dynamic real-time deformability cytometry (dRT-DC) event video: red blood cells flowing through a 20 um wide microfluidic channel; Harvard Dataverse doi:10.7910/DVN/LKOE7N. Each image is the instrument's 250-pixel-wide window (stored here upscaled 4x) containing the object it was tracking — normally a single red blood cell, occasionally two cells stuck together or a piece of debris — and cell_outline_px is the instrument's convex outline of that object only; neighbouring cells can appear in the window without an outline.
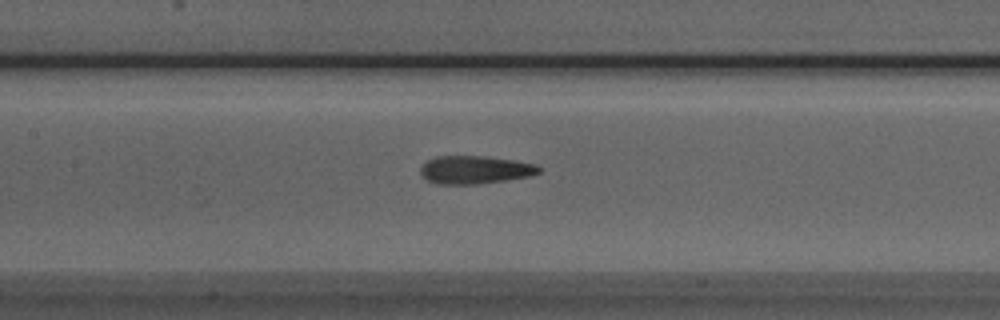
{"species": "Egyptian fruit bat (a non-hibernating species)", "species_latin": "Rousettus aegyptiacus", "temperature_condition": "room temperature", "stored_images_in_passage": 51, "camera_frame_rate_fps": 3000, "um_per_image_px": 0.085, "animal": {"sex": "male"}, "frame": {"image": 1, "passage_image": 23, "time_ms": 7.333, "image_size_px": [1000, 320], "cell_outline_px": [[540, 172], [528, 176], [504, 180], [476, 184], [436, 184], [420, 176], [420, 164], [436, 156], [484, 156], [512, 160], [536, 164], [540, 168]], "centroid_in_image_um": [40.3, 14.43], "position_along_channel_um": 167.1, "area_um2": 19.31}}
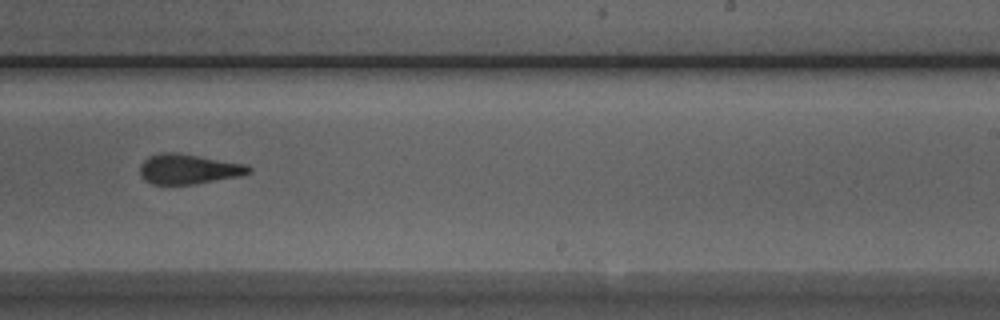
{"frame": {"image": 2, "passage_image": 31, "time_ms": 10.0, "image_size_px": [1000, 320], "cell_outline_px": [[252, 172], [240, 176], [192, 184], [152, 184], [144, 180], [140, 176], [140, 164], [148, 156], [160, 152], [176, 152], [248, 164], [252, 168]], "centroid_in_image_um": [16.02, 14.36], "position_along_channel_um": 273.0, "area_um2": 19.19}}
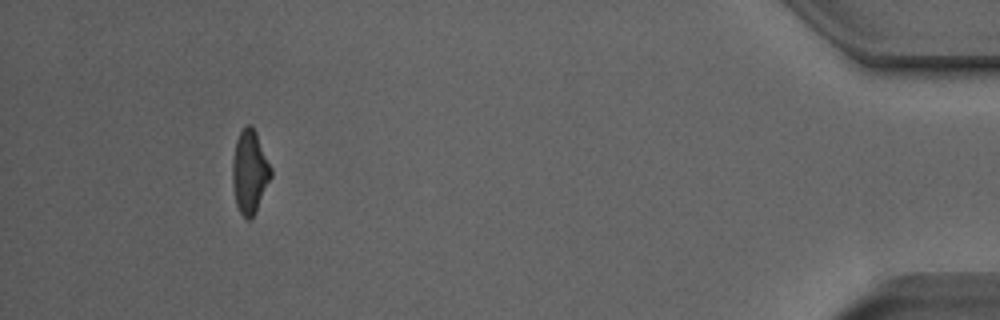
{"frame": {"image": 3, "passage_image": 47, "time_ms": 15.333, "image_size_px": [1000, 320], "cell_outline_px": [[272, 176], [256, 212], [248, 220], [240, 212], [236, 204], [232, 180], [232, 160], [236, 140], [240, 132], [248, 124], [252, 124], [256, 132], [272, 168]], "centroid_in_image_um": [21.23, 14.59], "position_along_channel_um": 414.0, "area_um2": 18.67}, "authors_computed_cell_mechanics": {"area_um2": 19.2474, "velocity_mm_per_s": 3.991, "shape_relaxation_time_tau1_ms": null, "shape_relaxation_time_tau2_ms": 2.0587, "deformation_change_tau1": null, "deformation_change_tau2": 0.1169}}